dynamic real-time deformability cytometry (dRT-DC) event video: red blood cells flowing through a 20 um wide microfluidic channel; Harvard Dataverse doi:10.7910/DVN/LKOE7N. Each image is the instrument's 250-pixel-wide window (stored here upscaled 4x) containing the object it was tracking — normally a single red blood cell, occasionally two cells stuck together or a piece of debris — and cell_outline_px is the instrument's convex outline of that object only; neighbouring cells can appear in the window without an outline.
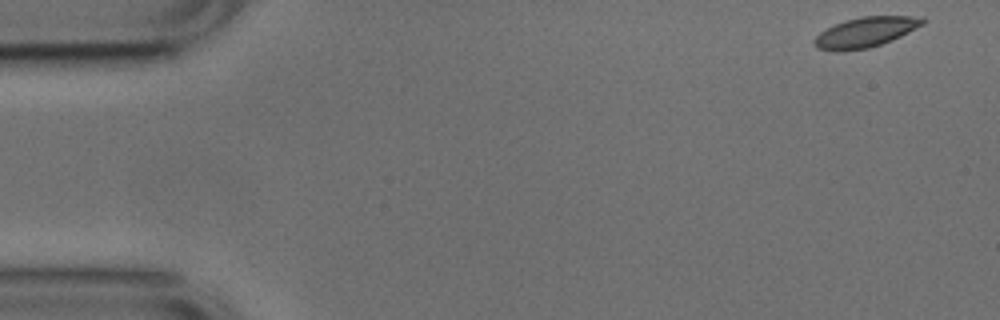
{"species": "common noctule bat (a hibernating species)", "species_latin": "Nyctalus noctula", "temperature_condition": "cold", "stored_images_in_passage": 15, "camera_frame_rate_fps": 3000, "um_per_image_px": 0.085, "animal": {"sex": "male", "body_mass_g": 17.9, "forearm_length_mm": 54.2}, "frame": {"image": 1, "passage_image": 1, "time_ms": 0.0, "image_size_px": [1000, 320], "cell_outline_px": [[928, 20], [924, 24], [892, 40], [868, 48], [840, 52], [836, 52], [816, 48], [812, 44], [812, 40], [820, 32], [844, 20], [860, 16], [908, 16]], "centroid_in_image_um": [73.5, 2.75], "position_along_channel_um": 11.5, "area_um2": 19.02}}